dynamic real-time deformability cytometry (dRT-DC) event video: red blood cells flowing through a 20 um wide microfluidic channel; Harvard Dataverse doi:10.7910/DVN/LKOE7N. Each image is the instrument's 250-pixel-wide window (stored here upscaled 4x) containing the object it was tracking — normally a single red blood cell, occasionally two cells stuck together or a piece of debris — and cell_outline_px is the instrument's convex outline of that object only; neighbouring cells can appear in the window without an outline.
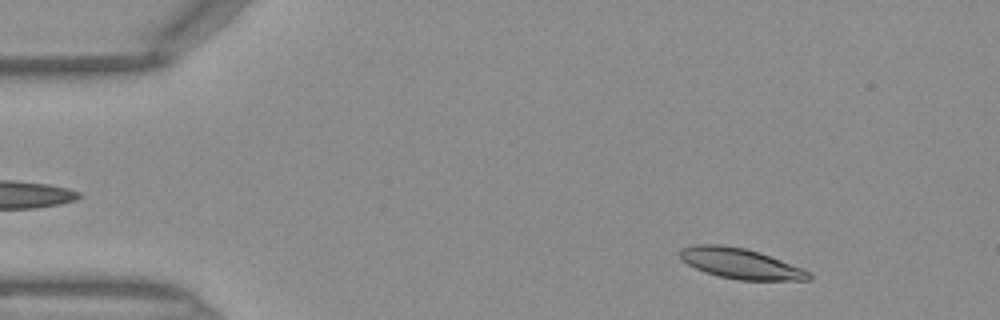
{"species": "Egyptian fruit bat (a non-hibernating species)", "species_latin": "Rousettus aegyptiacus", "temperature_condition": "warm", "stored_images_in_passage": 45, "camera_frame_rate_fps": 3000, "um_per_image_px": 0.085, "frame": {"image": 1, "passage_image": 5, "time_ms": 1.333, "image_size_px": [1000, 320], "cell_outline_px": [[812, 280], [740, 280], [720, 276], [704, 272], [688, 264], [680, 256], [680, 248], [692, 244], [720, 244], [744, 248], [804, 268], [812, 272]], "centroid_in_image_um": [62.96, 22.4], "position_along_channel_um": 22.0, "area_um2": 22.72}}
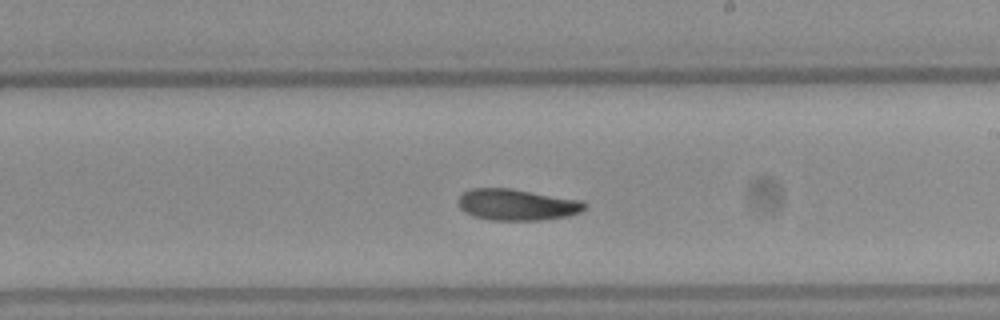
{"frame": {"image": 2, "passage_image": 26, "time_ms": 8.333, "image_size_px": [1000, 320], "cell_outline_px": [[588, 204], [580, 212], [564, 216], [540, 220], [492, 220], [472, 216], [464, 212], [460, 208], [456, 200], [464, 192], [472, 188], [512, 188], [580, 200]], "centroid_in_image_um": [43.89, 17.39], "position_along_channel_um": 245.1, "area_um2": 23.06}}
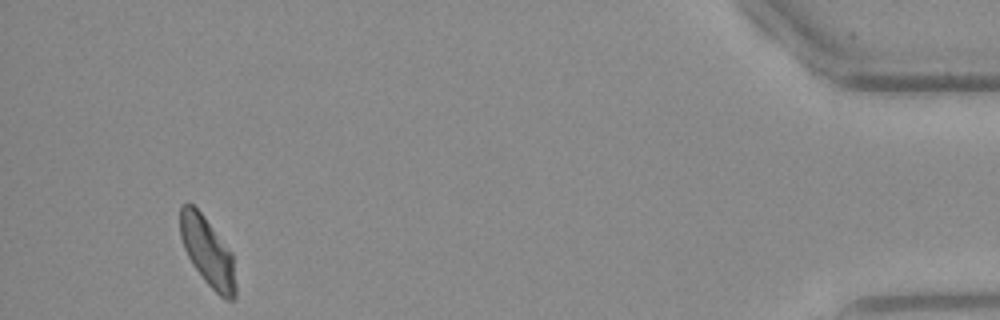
{"frame": {"image": 3, "passage_image": 43, "time_ms": 14.0, "image_size_px": [1000, 320], "cell_outline_px": [[236, 296], [232, 300], [224, 300], [204, 280], [192, 264], [184, 248], [180, 236], [180, 204], [192, 204], [200, 212], [232, 252], [236, 288]], "centroid_in_image_um": [17.65, 21.42], "position_along_channel_um": 417.6, "area_um2": 22.08}}